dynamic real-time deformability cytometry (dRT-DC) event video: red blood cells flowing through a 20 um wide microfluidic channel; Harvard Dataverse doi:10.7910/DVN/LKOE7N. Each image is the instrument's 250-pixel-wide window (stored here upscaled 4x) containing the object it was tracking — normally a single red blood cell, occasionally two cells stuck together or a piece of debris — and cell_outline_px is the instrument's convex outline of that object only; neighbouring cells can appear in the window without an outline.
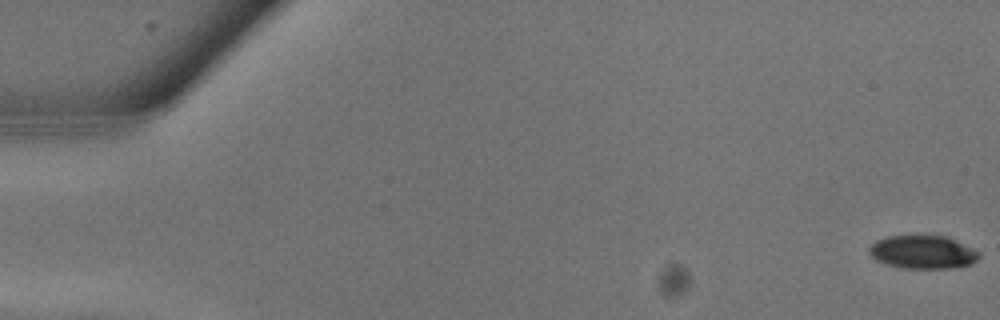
{"species": "common noctule bat (a hibernating species)", "species_latin": "Nyctalus noctula", "temperature_condition": "warm", "stored_images_in_passage": 10, "camera_frame_rate_fps": 3000, "um_per_image_px": 0.085, "animal": {"sex": "male", "body_mass_g": 13.3}, "frame": {"image": 1, "passage_image": 1, "time_ms": 0.0, "image_size_px": [1000, 320], "cell_outline_px": [[980, 256], [972, 264], [952, 268], [904, 268], [888, 264], [876, 260], [868, 252], [868, 248], [876, 240], [888, 236], [948, 236], [980, 252]], "centroid_in_image_um": [78.45, 21.42], "position_along_channel_um": 6.6, "area_um2": 21.21}}
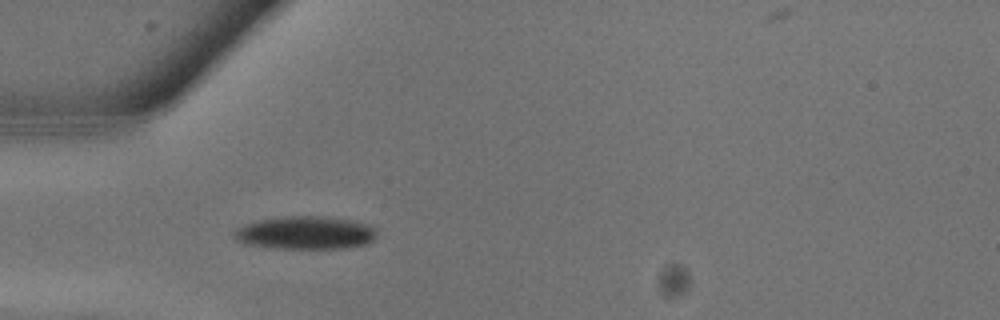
{"frame": {"image": 2, "passage_image": 9, "time_ms": 2.667, "image_size_px": [1000, 320], "cell_outline_px": [[376, 236], [372, 240], [364, 244], [344, 248], [276, 248], [248, 244], [236, 240], [232, 236], [232, 232], [236, 228], [244, 224], [260, 220], [288, 216], [324, 216], [352, 220], [372, 224], [376, 228]], "centroid_in_image_um": [25.97, 19.77], "position_along_channel_um": 59.0, "area_um2": 27.51}}